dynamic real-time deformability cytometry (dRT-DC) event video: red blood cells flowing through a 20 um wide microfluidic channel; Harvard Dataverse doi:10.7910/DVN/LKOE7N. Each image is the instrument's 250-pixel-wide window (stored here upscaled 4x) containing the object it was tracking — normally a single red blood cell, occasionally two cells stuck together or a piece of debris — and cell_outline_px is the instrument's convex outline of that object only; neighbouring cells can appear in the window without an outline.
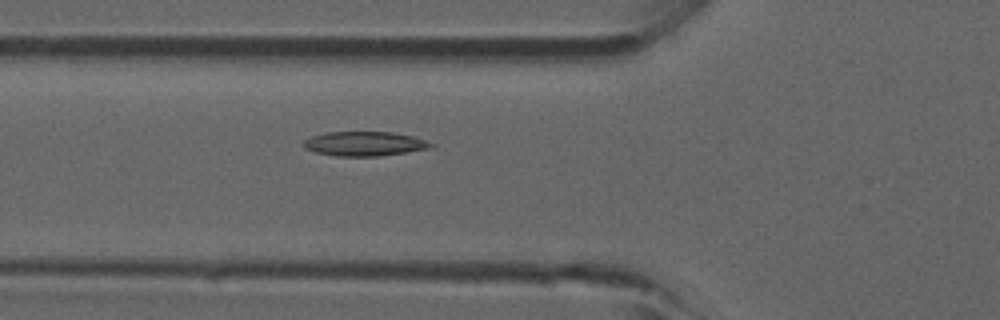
{"species": "common noctule bat (a hibernating species)", "species_latin": "Nyctalus noctula", "temperature_condition": "room temperature", "stored_images_in_passage": 44, "camera_frame_rate_fps": 3000, "um_per_image_px": 0.085, "animal": {"sex": "male", "forearm_length_mm": 52.5}, "frame": {"image": 1, "passage_image": 14, "time_ms": 4.333, "image_size_px": [1000, 320], "cell_outline_px": [[436, 148], [376, 156], [336, 156], [316, 152], [304, 148], [300, 144], [304, 140], [312, 136], [328, 132], [392, 132], [412, 136], [436, 144]], "centroid_in_image_um": [31.0, 12.22], "position_along_channel_um": 94.8, "area_um2": 18.21}}
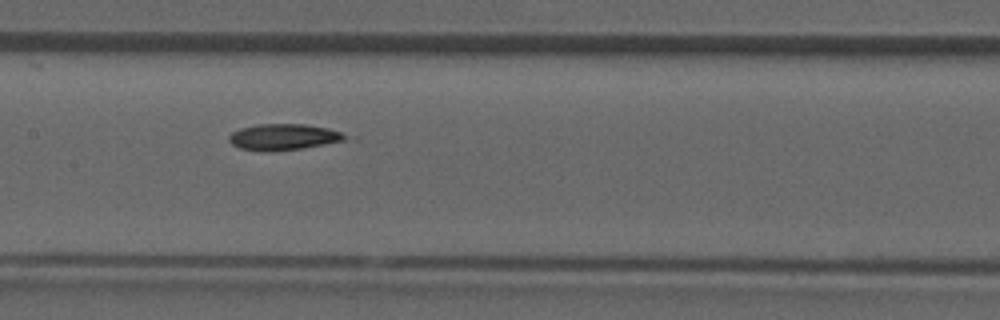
{"frame": {"image": 2, "passage_image": 20, "time_ms": 6.333, "image_size_px": [1000, 320], "cell_outline_px": [[348, 136], [344, 140], [324, 144], [300, 148], [240, 148], [232, 144], [228, 140], [228, 136], [232, 132], [240, 128], [260, 124], [304, 124], [328, 128], [340, 132]], "centroid_in_image_um": [24.11, 11.58], "position_along_channel_um": 183.3, "area_um2": 16.65}}